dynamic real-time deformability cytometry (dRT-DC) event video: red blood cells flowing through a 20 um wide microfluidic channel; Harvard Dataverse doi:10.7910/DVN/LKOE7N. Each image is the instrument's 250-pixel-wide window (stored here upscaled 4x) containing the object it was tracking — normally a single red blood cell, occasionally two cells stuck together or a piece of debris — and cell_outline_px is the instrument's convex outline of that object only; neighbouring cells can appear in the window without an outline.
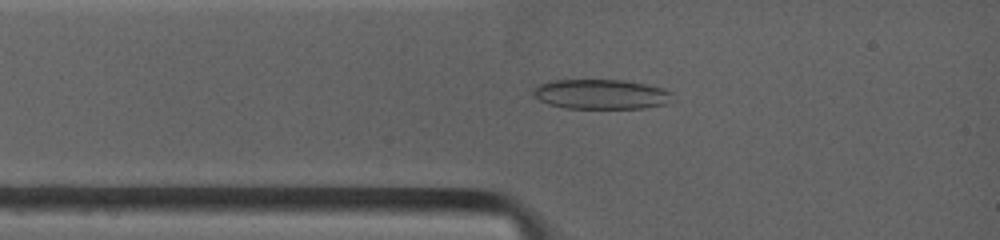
{"species": "common noctule bat (a hibernating species)", "species_latin": "Nyctalus noctula", "temperature_condition": "warm", "stored_images_in_passage": 5, "camera_frame_rate_fps": 4500, "um_per_image_px": 0.085, "animal": {"sex": "female", "body_mass_g": 19.0, "forearm_length_mm": 53.3}, "frame": {"image": 1, "passage_image": 2, "time_ms": 1.111, "image_size_px": [1000, 240], "cell_outline_px": [[672, 92], [664, 104], [644, 108], [564, 108], [548, 104], [532, 96], [532, 92], [540, 84], [556, 80], [624, 80], [664, 88]], "centroid_in_image_um": [51.04, 8.01], "position_along_channel_um": 34.0, "area_um2": 23.87}}
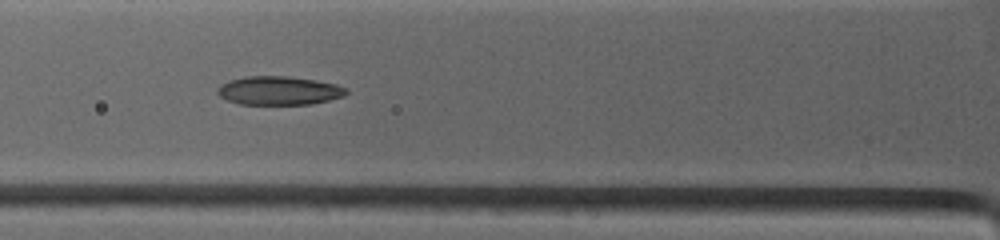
{"frame": {"image": 2, "passage_image": 4, "time_ms": 2.889, "image_size_px": [1000, 240], "cell_outline_px": [[348, 92], [344, 96], [312, 104], [240, 104], [228, 100], [220, 96], [216, 92], [216, 88], [220, 84], [232, 80], [248, 76], [288, 76], [336, 84], [348, 88]], "centroid_in_image_um": [23.71, 7.7], "position_along_channel_um": 102.1, "area_um2": 21.39}}
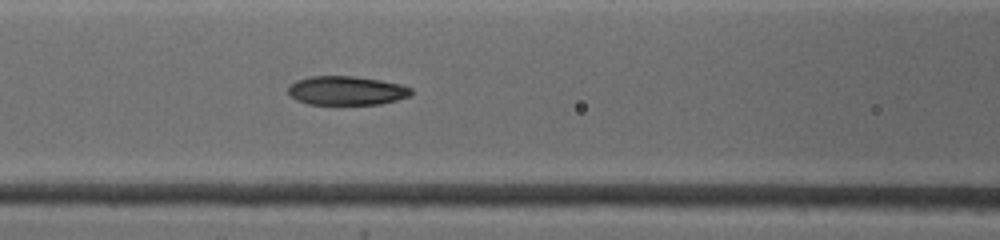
{"frame": {"image": 3, "passage_image": 5, "time_ms": 3.778, "image_size_px": [1000, 240], "cell_outline_px": [[412, 92], [408, 96], [396, 100], [380, 104], [308, 104], [296, 100], [288, 92], [288, 88], [296, 80], [312, 76], [352, 76], [380, 80], [400, 84], [412, 88]], "centroid_in_image_um": [29.45, 7.7], "position_along_channel_um": 137.2, "area_um2": 20.58}}